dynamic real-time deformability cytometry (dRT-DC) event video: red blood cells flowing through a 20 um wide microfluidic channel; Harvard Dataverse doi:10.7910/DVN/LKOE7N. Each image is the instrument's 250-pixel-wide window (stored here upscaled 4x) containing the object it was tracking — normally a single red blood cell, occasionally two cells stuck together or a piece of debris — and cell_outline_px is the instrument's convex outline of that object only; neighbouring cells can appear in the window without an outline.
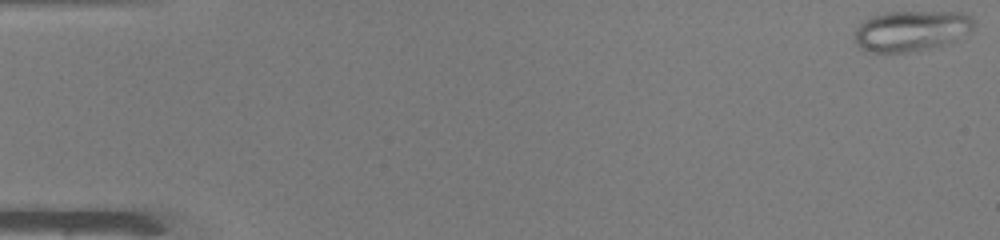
{"species": "common noctule bat (a hibernating species)", "species_latin": "Nyctalus noctula", "temperature_condition": "warm", "stored_images_in_passage": 49, "camera_frame_rate_fps": 3000, "um_per_image_px": 0.085, "animal": {"sex": "male", "body_mass_g": 19.0, "forearm_length_mm": 50.8}, "frame": {"image": 1, "passage_image": 1, "time_ms": 0.0, "image_size_px": [1000, 240], "cell_outline_px": [[976, 24], [968, 32], [952, 40], [928, 48], [908, 52], [864, 52], [856, 44], [856, 28], [864, 20], [872, 16], [884, 12], [960, 12], [972, 16]], "centroid_in_image_um": [77.42, 2.6], "position_along_channel_um": 7.6, "area_um2": 27.92}}
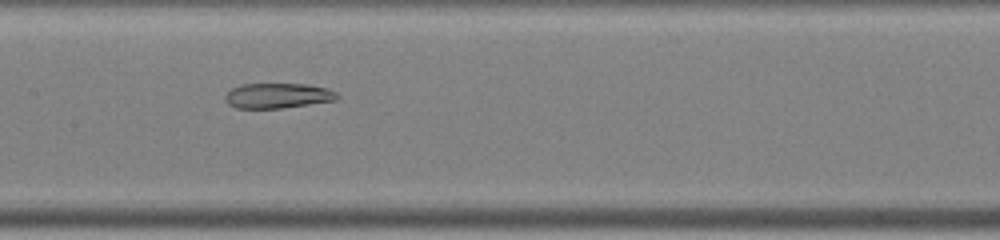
{"frame": {"image": 2, "passage_image": 25, "time_ms": 8.0, "image_size_px": [1000, 240], "cell_outline_px": [[340, 96], [336, 100], [280, 108], [236, 108], [228, 104], [224, 100], [224, 96], [232, 88], [240, 84], [308, 84], [328, 88], [336, 92]], "centroid_in_image_um": [23.6, 8.12], "position_along_channel_um": 183.8, "area_um2": 16.42}}
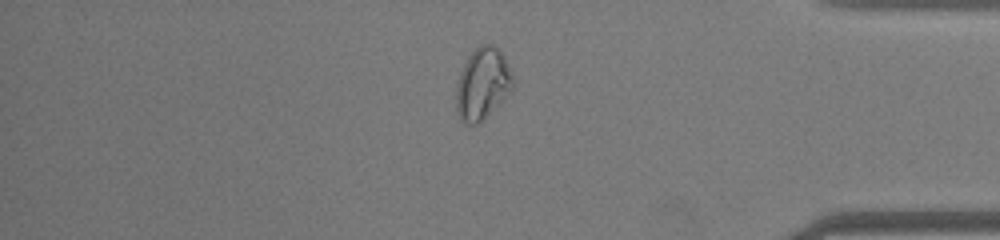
{"frame": {"image": 3, "passage_image": 42, "time_ms": 13.667, "image_size_px": [1000, 240], "cell_outline_px": [[512, 92], [476, 124], [468, 124], [460, 120], [456, 112], [456, 88], [460, 72], [468, 56], [480, 44], [492, 44], [504, 56], [512, 72]], "centroid_in_image_um": [41.0, 7.12], "position_along_channel_um": 394.2, "area_um2": 23.47}, "authors_computed_cell_mechanics": {"area_um2": 24.0448, "velocity_mm_per_s": 4.119, "shape_relaxation_time_tau1_ms": null, "shape_relaxation_time_tau2_ms": 5.6951, "deformation_change_tau1": null, "deformation_change_tau2": 0.1269}}